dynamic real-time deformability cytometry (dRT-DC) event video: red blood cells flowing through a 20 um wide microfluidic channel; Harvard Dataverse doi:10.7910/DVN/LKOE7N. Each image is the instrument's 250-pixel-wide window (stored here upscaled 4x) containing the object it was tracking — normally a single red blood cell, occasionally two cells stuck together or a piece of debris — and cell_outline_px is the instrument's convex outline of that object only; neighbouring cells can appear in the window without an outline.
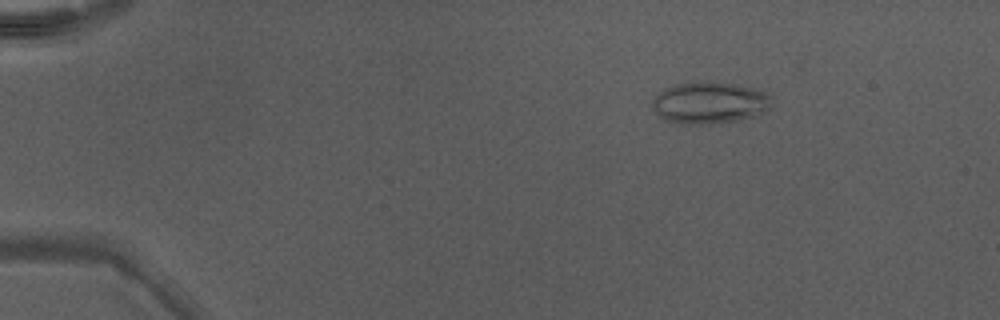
{"species": "Egyptian fruit bat (a non-hibernating species)", "species_latin": "Rousettus aegyptiacus", "temperature_condition": "warm", "stored_images_in_passage": 48, "camera_frame_rate_fps": 3000, "um_per_image_px": 0.085, "animal": {"sex": "male"}, "frame": {"image": 1, "passage_image": 8, "time_ms": 2.333, "image_size_px": [1000, 320], "cell_outline_px": [[772, 96], [768, 108], [764, 112], [756, 116], [736, 120], [704, 124], [680, 124], [664, 120], [652, 108], [652, 100], [664, 88], [672, 84], [700, 80], [716, 80], [752, 88], [764, 92]], "centroid_in_image_um": [60.27, 8.7], "position_along_channel_um": 24.7, "area_um2": 29.42}}
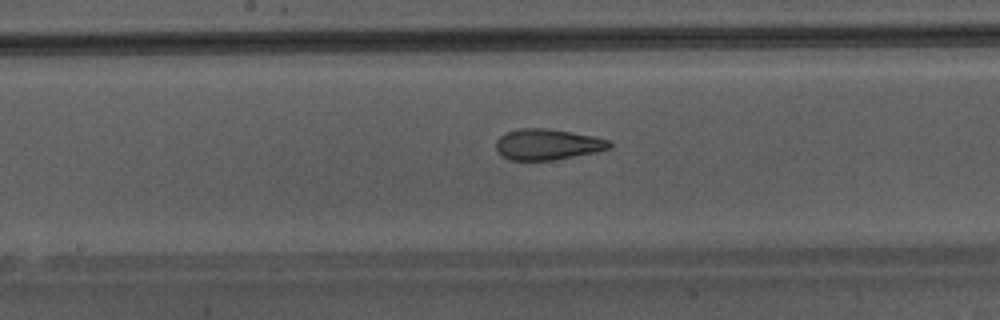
{"frame": {"image": 2, "passage_image": 27, "time_ms": 8.667, "image_size_px": [1000, 320], "cell_outline_px": [[612, 148], [596, 152], [552, 160], [512, 160], [504, 156], [496, 148], [496, 140], [500, 136], [508, 132], [520, 128], [548, 128], [596, 136], [608, 140], [612, 144]], "centroid_in_image_um": [46.58, 12.26], "position_along_channel_um": 201.6, "area_um2": 20.35}}
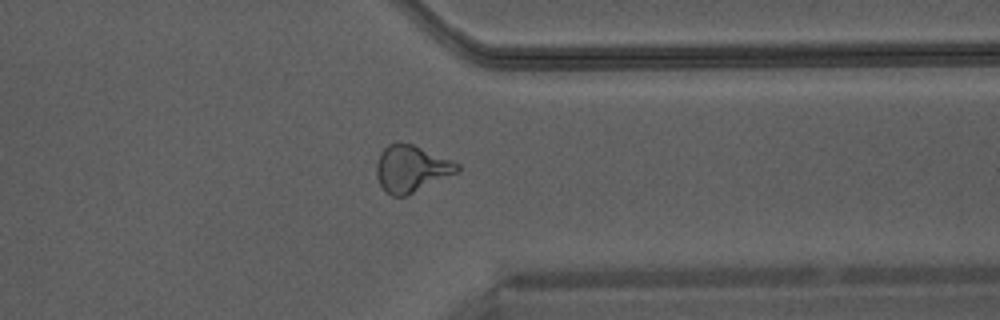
{"frame": {"image": 3, "passage_image": 39, "time_ms": 12.667, "image_size_px": [1000, 320], "cell_outline_px": [[460, 172], [408, 196], [392, 196], [384, 192], [376, 176], [376, 164], [380, 152], [388, 144], [412, 144], [452, 160], [460, 164]], "centroid_in_image_um": [34.98, 14.38], "position_along_channel_um": 376.4, "area_um2": 22.25}}